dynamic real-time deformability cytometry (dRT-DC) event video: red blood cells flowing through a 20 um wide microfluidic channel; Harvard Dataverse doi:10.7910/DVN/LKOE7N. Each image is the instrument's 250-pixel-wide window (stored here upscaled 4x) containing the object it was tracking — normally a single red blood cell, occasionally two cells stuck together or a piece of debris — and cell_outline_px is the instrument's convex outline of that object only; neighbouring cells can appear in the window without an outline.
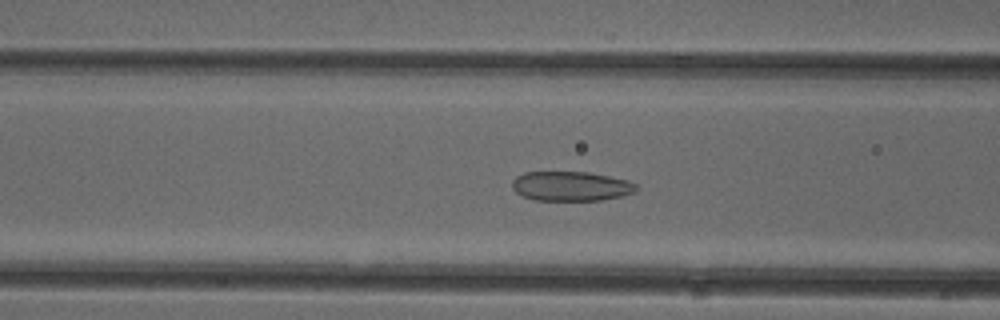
{"species": "common noctule bat (a hibernating species)", "species_latin": "Nyctalus noctula", "temperature_condition": "cold", "stored_images_in_passage": 52, "camera_frame_rate_fps": 3000, "um_per_image_px": 0.085, "animal": {"sex": "female"}, "frame": {"image": 1, "passage_image": 21, "time_ms": 6.667, "image_size_px": [1000, 320], "cell_outline_px": [[636, 192], [620, 196], [600, 200], [536, 200], [524, 196], [516, 192], [512, 188], [512, 180], [516, 176], [524, 172], [588, 172], [628, 180], [636, 184]], "centroid_in_image_um": [48.51, 15.82], "position_along_channel_um": 118.1, "area_um2": 21.27}}
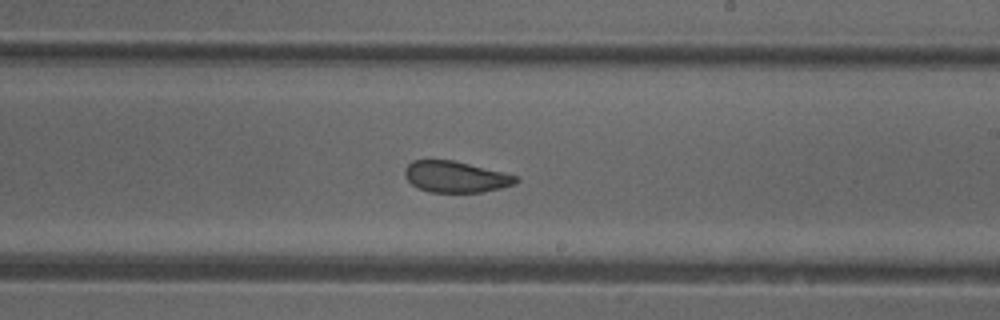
{"frame": {"image": 2, "passage_image": 31, "time_ms": 10.0, "image_size_px": [1000, 320], "cell_outline_px": [[520, 180], [516, 184], [500, 188], [480, 192], [432, 192], [420, 188], [412, 184], [404, 176], [404, 168], [412, 160], [452, 160], [516, 176]], "centroid_in_image_um": [38.69, 15.03], "position_along_channel_um": 250.3, "area_um2": 19.88}}
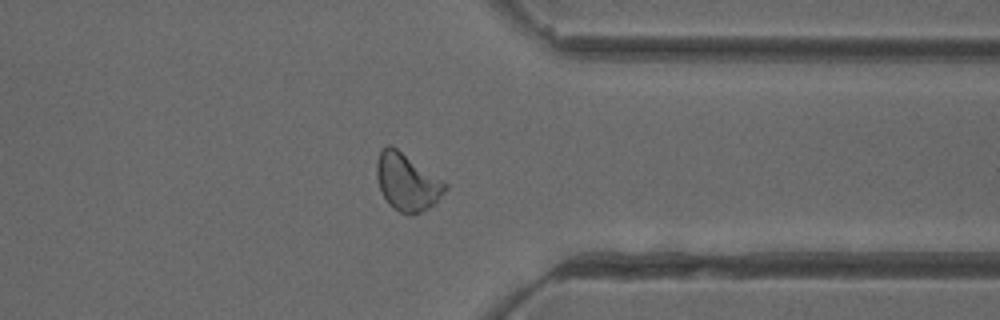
{"frame": {"image": 3, "passage_image": 41, "time_ms": 13.333, "image_size_px": [1000, 320], "cell_outline_px": [[448, 188], [428, 208], [420, 212], [408, 216], [392, 208], [388, 204], [380, 188], [376, 176], [376, 160], [380, 152], [388, 144], [392, 144], [444, 180], [448, 184]], "centroid_in_image_um": [34.59, 15.45], "position_along_channel_um": 376.8, "area_um2": 23.0}, "authors_computed_cell_mechanics": {"area_um2": 22.9466, "velocity_mm_per_s": 3.9682, "shape_relaxation_time_tau1_ms": 5.7494, "shape_relaxation_time_tau2_ms": 1.5825, "deformation_change_tau1": 0.1151, "deformation_change_tau2": 0.0782}}